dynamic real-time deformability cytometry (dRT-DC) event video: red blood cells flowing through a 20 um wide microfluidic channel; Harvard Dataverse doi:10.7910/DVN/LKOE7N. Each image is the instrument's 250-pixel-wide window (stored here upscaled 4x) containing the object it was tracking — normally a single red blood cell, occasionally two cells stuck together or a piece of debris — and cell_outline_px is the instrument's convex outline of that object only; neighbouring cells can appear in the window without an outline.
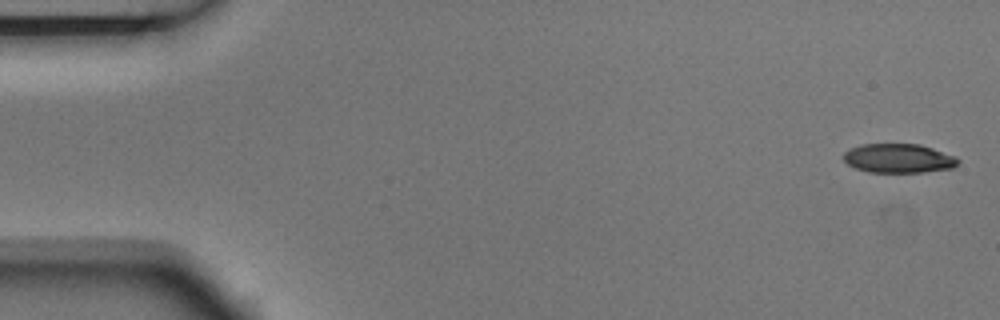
{"species": "Egyptian fruit bat (a non-hibernating species)", "species_latin": "Rousettus aegyptiacus", "temperature_condition": "room temperature", "stored_images_in_passage": 5, "camera_frame_rate_fps": 3000, "um_per_image_px": 0.085, "animal": {"sex": "male"}, "frame": {"image": 1, "passage_image": 1, "time_ms": 0.0, "image_size_px": [1000, 320], "cell_outline_px": [[960, 160], [952, 168], [924, 172], [868, 172], [856, 168], [848, 164], [844, 160], [844, 152], [848, 148], [860, 144], [920, 144], [956, 156]], "centroid_in_image_um": [76.36, 13.45], "position_along_channel_um": 8.6, "area_um2": 19.48}}
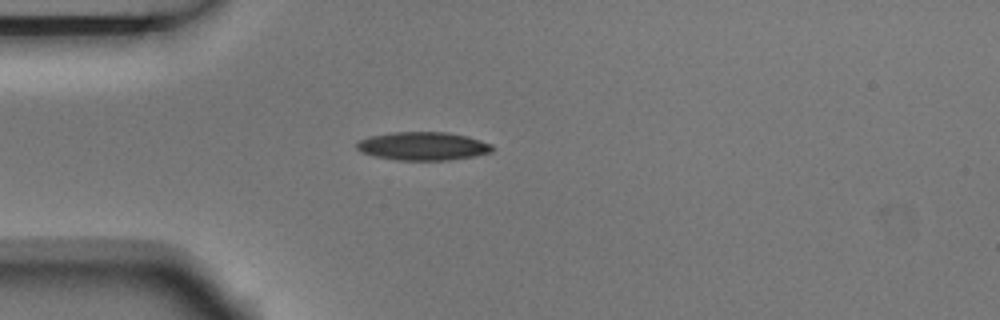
{"frame": {"image": 2, "passage_image": 5, "time_ms": 1.333, "image_size_px": [1000, 320], "cell_outline_px": [[492, 152], [476, 156], [448, 160], [396, 160], [376, 156], [360, 152], [356, 148], [356, 144], [360, 140], [368, 136], [392, 132], [448, 132], [480, 140], [492, 144]], "centroid_in_image_um": [35.93, 12.42], "position_along_channel_um": 49.1, "area_um2": 22.37}}